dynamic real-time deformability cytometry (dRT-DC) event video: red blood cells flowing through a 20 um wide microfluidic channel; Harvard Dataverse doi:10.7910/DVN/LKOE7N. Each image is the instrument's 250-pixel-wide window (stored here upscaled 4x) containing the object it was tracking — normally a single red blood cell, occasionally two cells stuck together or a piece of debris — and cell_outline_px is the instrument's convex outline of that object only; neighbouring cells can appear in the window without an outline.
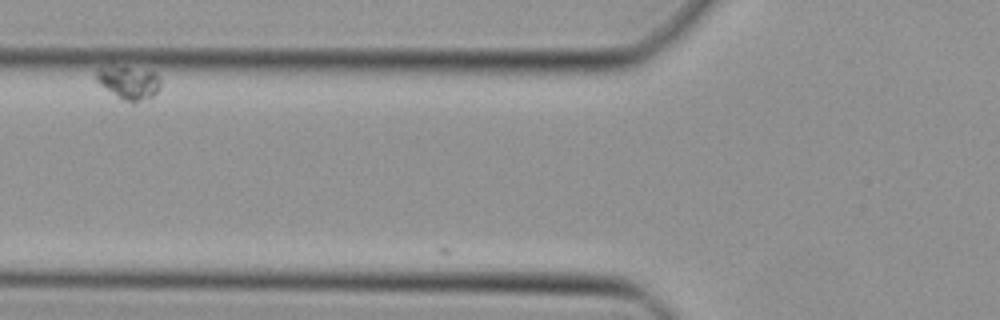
{"species": "Egyptian fruit bat (a non-hibernating species)", "species_latin": "Rousettus aegyptiacus", "temperature_condition": "cold", "stored_images_in_passage": 8, "segment_of_instrument_passage": [2, 2], "camera_frame_rate_fps": 3000, "um_per_image_px": 0.085, "animal": {"sex": "female"}, "frame": {"image": 1, "passage_image": 6, "time_ms": 1.667, "image_size_px": [1000, 320], "cell_outline_px": [[160, 88], [152, 96], [136, 104], [132, 104], [120, 100], [104, 88], [96, 80], [96, 68], [112, 64], [156, 72], [160, 80]], "centroid_in_image_um": [10.91, 7.02], "position_along_channel_um": 114.9, "area_um2": 13.01}}